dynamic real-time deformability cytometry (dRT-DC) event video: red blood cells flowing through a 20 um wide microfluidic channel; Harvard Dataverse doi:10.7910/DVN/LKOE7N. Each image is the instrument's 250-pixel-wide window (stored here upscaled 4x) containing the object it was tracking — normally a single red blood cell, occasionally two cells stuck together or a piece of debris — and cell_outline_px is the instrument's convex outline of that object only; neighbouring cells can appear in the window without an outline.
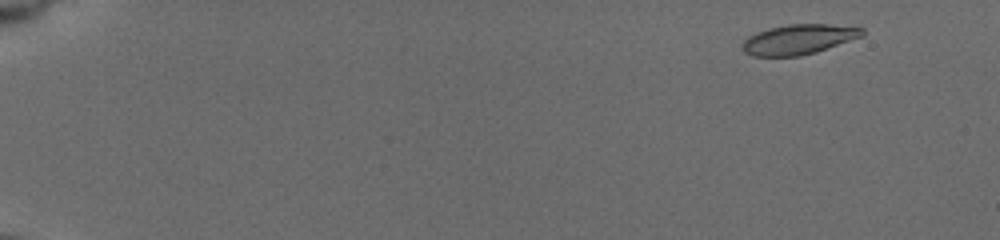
{"species": "common noctule bat (a hibernating species)", "species_latin": "Nyctalus noctula", "temperature_condition": "cold", "stored_images_in_passage": 53, "camera_frame_rate_fps": 3000, "um_per_image_px": 0.085, "animal": {"sex": "female", "body_mass_g": 19.5, "forearm_length_mm": 54.1}, "frame": {"image": 1, "passage_image": 4, "time_ms": 1.0, "image_size_px": [1000, 240], "cell_outline_px": [[864, 36], [816, 52], [800, 56], [752, 56], [744, 52], [744, 40], [748, 36], [756, 32], [768, 28], [788, 24], [828, 24], [864, 28]], "centroid_in_image_um": [67.9, 3.34], "position_along_channel_um": 17.1, "area_um2": 20.92}}
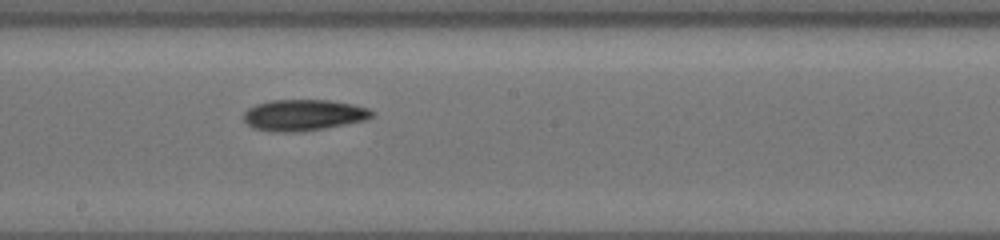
{"frame": {"image": 2, "passage_image": 33, "time_ms": 10.667, "image_size_px": [1000, 240], "cell_outline_px": [[376, 112], [372, 116], [364, 120], [324, 128], [296, 132], [284, 132], [252, 128], [244, 120], [244, 112], [248, 108], [256, 104], [268, 100], [328, 100], [352, 104], [368, 108]], "centroid_in_image_um": [25.79, 9.77], "position_along_channel_um": 222.4, "area_um2": 23.12}}
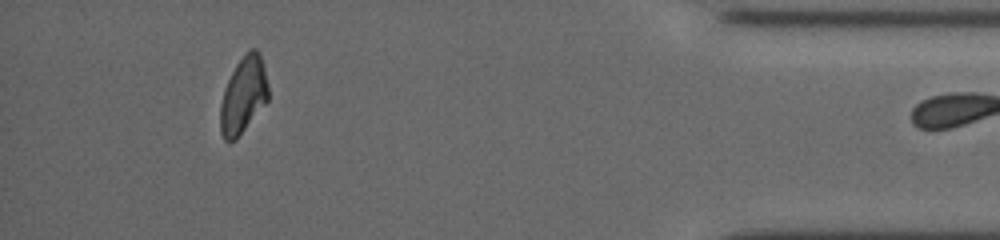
{"frame": {"image": 3, "passage_image": 52, "time_ms": 17.0, "image_size_px": [1000, 240], "cell_outline_px": [[268, 100], [236, 140], [228, 144], [224, 140], [220, 132], [220, 104], [224, 88], [236, 64], [248, 48], [256, 48], [260, 52], [264, 64], [268, 84]], "centroid_in_image_um": [20.68, 8.09], "position_along_channel_um": 414.5, "area_um2": 21.73}}